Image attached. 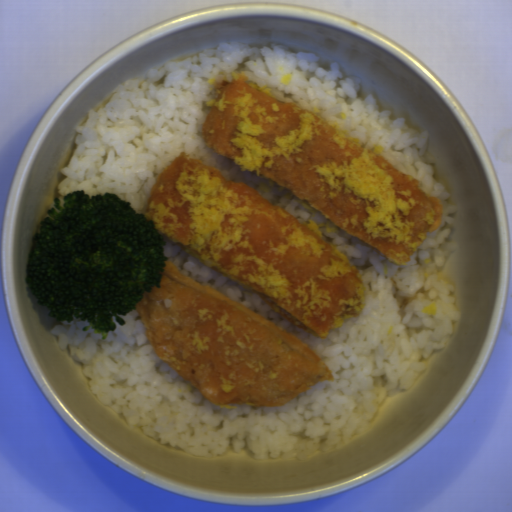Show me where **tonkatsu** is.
<instances>
[{"instance_id":"tonkatsu-1","label":"tonkatsu","mask_w":512,"mask_h":512,"mask_svg":"<svg viewBox=\"0 0 512 512\" xmlns=\"http://www.w3.org/2000/svg\"><path fill=\"white\" fill-rule=\"evenodd\" d=\"M208 79L215 98L201 127L207 147L239 169L306 200L343 231L397 264L439 227L440 199L372 149L245 74Z\"/></svg>"},{"instance_id":"tonkatsu-2","label":"tonkatsu","mask_w":512,"mask_h":512,"mask_svg":"<svg viewBox=\"0 0 512 512\" xmlns=\"http://www.w3.org/2000/svg\"><path fill=\"white\" fill-rule=\"evenodd\" d=\"M141 214L184 252L318 337L365 307L358 267L313 220L300 222L248 183L187 153L160 173Z\"/></svg>"},{"instance_id":"tonkatsu-3","label":"tonkatsu","mask_w":512,"mask_h":512,"mask_svg":"<svg viewBox=\"0 0 512 512\" xmlns=\"http://www.w3.org/2000/svg\"><path fill=\"white\" fill-rule=\"evenodd\" d=\"M160 287L136 304L158 358L220 408L280 406L334 377L287 328L165 259Z\"/></svg>"}]
</instances>
